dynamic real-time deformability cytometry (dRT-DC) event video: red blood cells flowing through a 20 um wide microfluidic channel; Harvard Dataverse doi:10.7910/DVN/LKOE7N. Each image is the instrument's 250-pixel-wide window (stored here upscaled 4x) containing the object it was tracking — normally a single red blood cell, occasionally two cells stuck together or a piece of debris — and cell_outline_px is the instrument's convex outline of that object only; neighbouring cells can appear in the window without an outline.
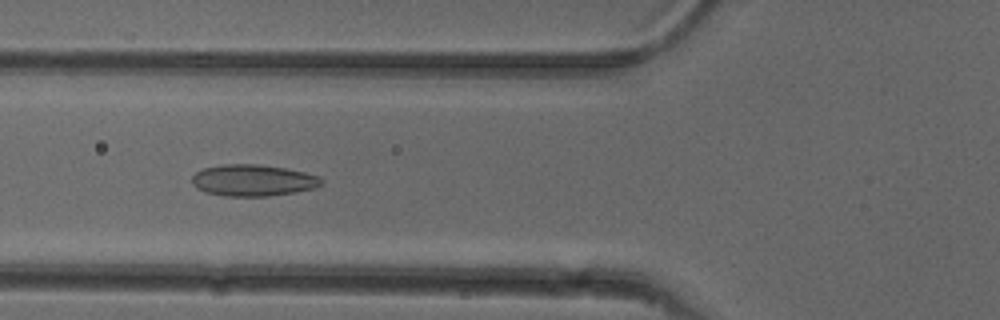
{"species": "common noctule bat (a hibernating species)", "species_latin": "Nyctalus noctula", "temperature_condition": "cold", "stored_images_in_passage": 40, "camera_frame_rate_fps": 3000, "um_per_image_px": 0.085, "animal": {"sex": "female"}, "frame": {"image": 1, "passage_image": 12, "time_ms": 3.667, "image_size_px": [1000, 320], "cell_outline_px": [[324, 184], [316, 188], [296, 192], [268, 196], [224, 196], [204, 192], [196, 188], [192, 184], [192, 176], [196, 172], [204, 168], [224, 164], [256, 164], [284, 168], [304, 172], [320, 176], [324, 180]], "centroid_in_image_um": [21.53, 15.34], "position_along_channel_um": 104.3, "area_um2": 23.99}}
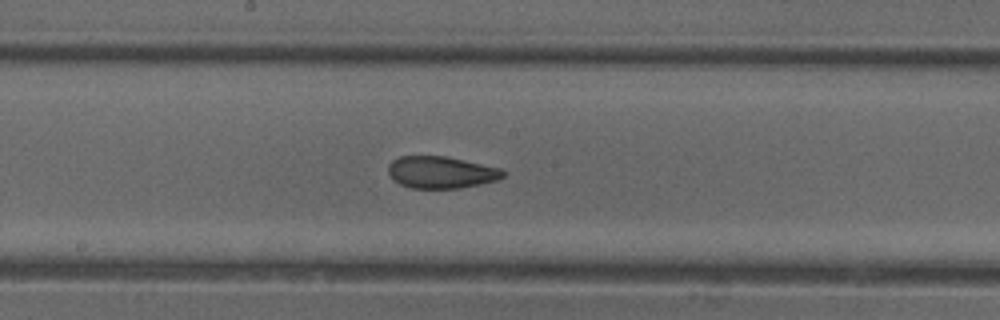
{"frame": {"image": 2, "passage_image": 20, "time_ms": 6.333, "image_size_px": [1000, 320], "cell_outline_px": [[504, 176], [496, 180], [480, 184], [460, 188], [412, 188], [400, 184], [392, 180], [388, 172], [388, 164], [392, 160], [400, 156], [448, 156], [500, 168], [504, 172]], "centroid_in_image_um": [37.46, 14.64], "position_along_channel_um": 210.7, "area_um2": 21.44}}
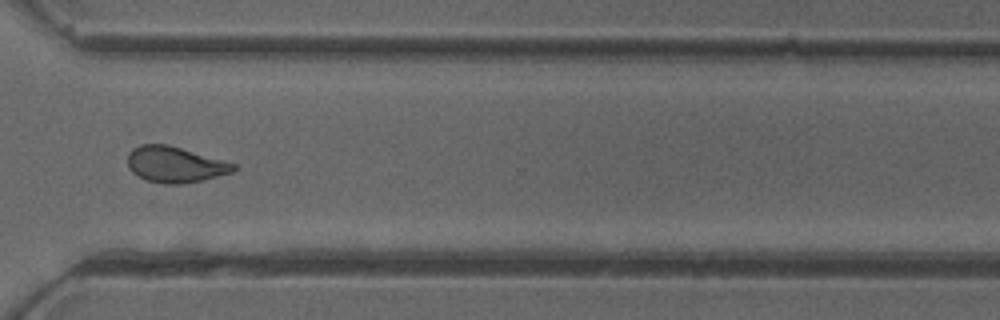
{"frame": {"image": 3, "passage_image": 31, "time_ms": 10.0, "image_size_px": [1000, 320], "cell_outline_px": [[236, 168], [232, 172], [200, 180], [180, 184], [164, 184], [148, 180], [132, 172], [128, 168], [128, 152], [132, 148], [140, 144], [168, 144], [224, 160], [236, 164]], "centroid_in_image_um": [14.85, 13.96], "position_along_channel_um": 355.8, "area_um2": 22.02}, "authors_computed_cell_mechanics": {"area_um2": 21.7328, "velocity_mm_per_s": 3.9777, "shape_relaxation_time_tau1_ms": null, "shape_relaxation_time_tau2_ms": 1.9099, "deformation_change_tau1": null, "deformation_change_tau2": 0.0833}}